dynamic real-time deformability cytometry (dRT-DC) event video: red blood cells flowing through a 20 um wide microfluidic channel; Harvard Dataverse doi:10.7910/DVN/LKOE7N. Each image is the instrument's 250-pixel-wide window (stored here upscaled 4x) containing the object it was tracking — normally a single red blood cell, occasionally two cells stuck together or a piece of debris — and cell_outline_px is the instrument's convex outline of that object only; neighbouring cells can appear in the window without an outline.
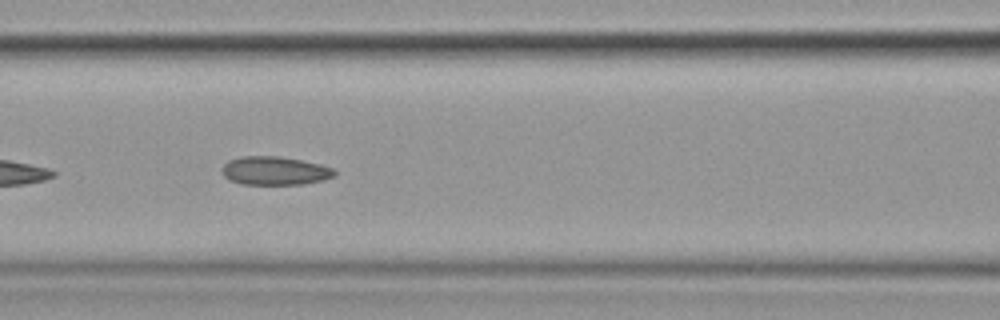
{"species": "common noctule bat (a hibernating species)", "species_latin": "Nyctalus noctula", "temperature_condition": "cold", "stored_images_in_passage": 11, "camera_frame_rate_fps": 3000, "um_per_image_px": 0.085, "animal": {"sex": "female", "body_mass_g": 19.9}, "frame": {"image": 1, "passage_image": 7, "time_ms": 7.667, "image_size_px": [1000, 320], "cell_outline_px": [[336, 176], [324, 180], [304, 184], [240, 184], [228, 180], [224, 176], [224, 164], [228, 160], [240, 156], [280, 156], [320, 164], [332, 168], [336, 172]], "centroid_in_image_um": [23.37, 14.52], "position_along_channel_um": 143.2, "area_um2": 18.73}}
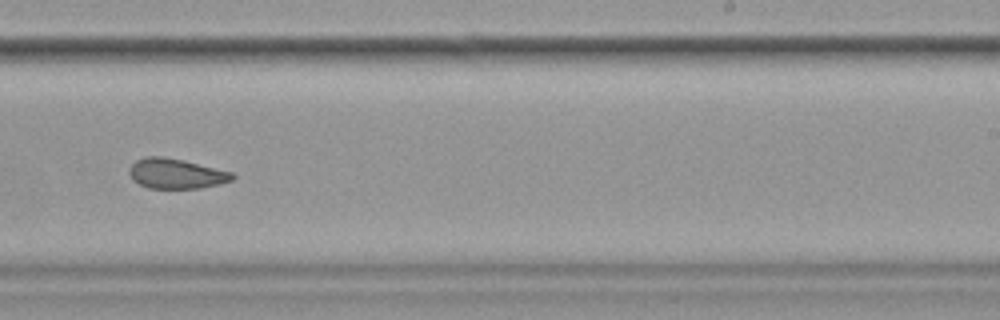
{"frame": {"image": 2, "passage_image": 10, "time_ms": 11.333, "image_size_px": [1000, 320], "cell_outline_px": [[236, 176], [232, 180], [220, 184], [200, 188], [148, 188], [132, 180], [128, 172], [128, 168], [136, 160], [144, 156], [164, 156], [184, 160], [232, 172]], "centroid_in_image_um": [14.94, 14.75], "position_along_channel_um": 274.1, "area_um2": 18.21}}
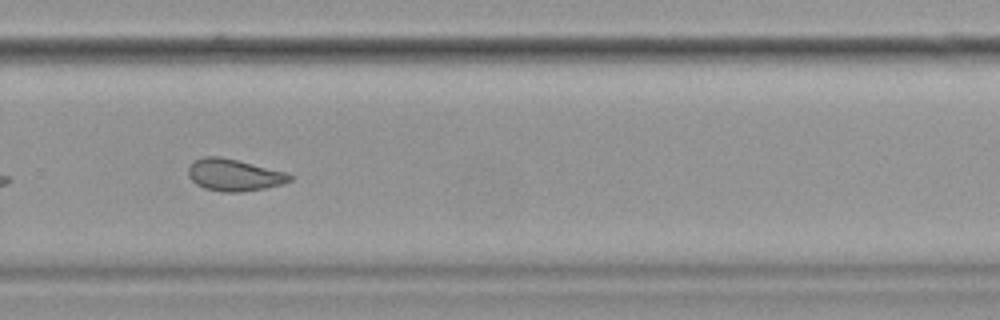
{"frame": {"image": 3, "passage_image": 11, "time_ms": 12.333, "image_size_px": [1000, 320], "cell_outline_px": [[292, 180], [280, 184], [264, 188], [240, 192], [220, 192], [204, 188], [196, 184], [188, 176], [188, 168], [196, 160], [204, 156], [220, 156], [288, 172], [292, 176]], "centroid_in_image_um": [19.89, 14.87], "position_along_channel_um": 309.9, "area_um2": 18.84}}